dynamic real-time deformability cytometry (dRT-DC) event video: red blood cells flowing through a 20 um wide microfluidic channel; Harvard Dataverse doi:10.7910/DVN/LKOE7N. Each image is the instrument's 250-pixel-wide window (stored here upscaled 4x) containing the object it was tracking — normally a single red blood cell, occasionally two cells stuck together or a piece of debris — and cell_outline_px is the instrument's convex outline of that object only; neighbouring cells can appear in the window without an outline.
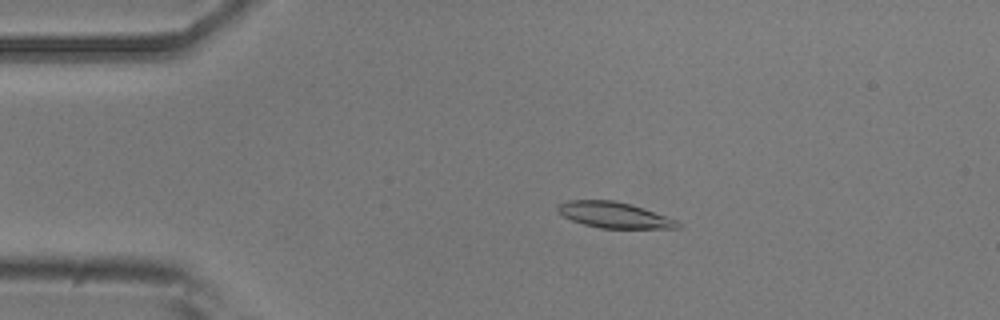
{"species": "common noctule bat (a hibernating species)", "species_latin": "Nyctalus noctula", "temperature_condition": "room temperature", "stored_images_in_passage": 46, "camera_frame_rate_fps": 3000, "um_per_image_px": 0.085, "animal": {"sex": "male", "body_mass_g": 20.5, "forearm_length_mm": 52.5}, "frame": {"image": 1, "passage_image": 5, "time_ms": 1.333, "image_size_px": [1000, 320], "cell_outline_px": [[680, 228], [600, 228], [584, 224], [572, 220], [564, 216], [556, 208], [560, 204], [568, 200], [612, 200], [644, 208], [676, 220], [680, 224]], "centroid_in_image_um": [52.2, 18.28], "position_along_channel_um": 32.8, "area_um2": 17.74}}
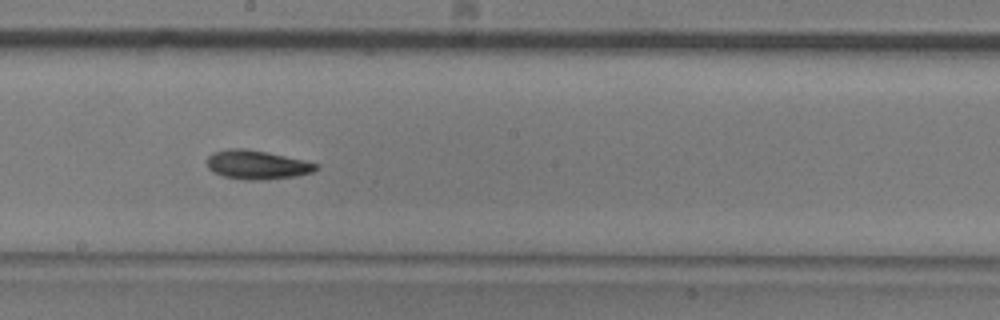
{"frame": {"image": 2, "passage_image": 23, "time_ms": 7.333, "image_size_px": [1000, 320], "cell_outline_px": [[320, 168], [312, 172], [296, 176], [264, 180], [244, 180], [224, 176], [212, 172], [208, 168], [208, 156], [212, 152], [228, 148], [244, 148], [268, 152], [304, 160], [320, 164]], "centroid_in_image_um": [21.86, 14.0], "position_along_channel_um": 226.3, "area_um2": 18.61}}
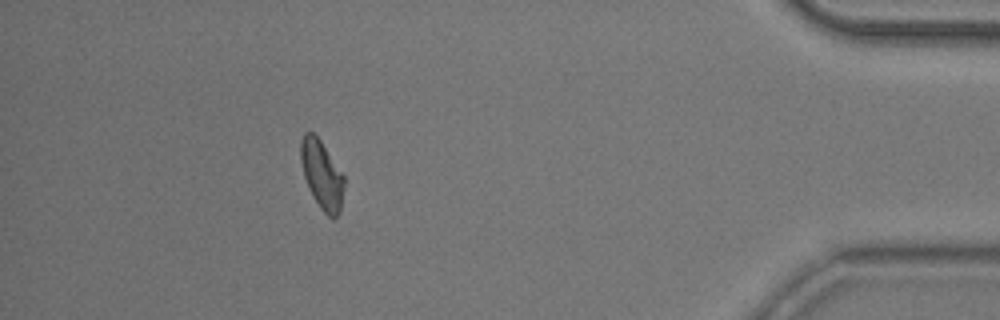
{"frame": {"image": 3, "passage_image": 41, "time_ms": 13.333, "image_size_px": [1000, 320], "cell_outline_px": [[344, 188], [340, 212], [332, 220], [320, 208], [312, 196], [304, 176], [300, 160], [300, 140], [304, 132], [312, 132], [320, 140], [344, 176]], "centroid_in_image_um": [27.34, 14.86], "position_along_channel_um": 407.9, "area_um2": 17.28}, "authors_computed_cell_mechanics": {"area_um2": 17.7157, "velocity_mm_per_s": 3.9153, "shape_relaxation_time_tau1_ms": 4.559, "shape_relaxation_time_tau2_ms": 3.1143, "deformation_change_tau1": 0.1293, "deformation_change_tau2": 0.0915}}